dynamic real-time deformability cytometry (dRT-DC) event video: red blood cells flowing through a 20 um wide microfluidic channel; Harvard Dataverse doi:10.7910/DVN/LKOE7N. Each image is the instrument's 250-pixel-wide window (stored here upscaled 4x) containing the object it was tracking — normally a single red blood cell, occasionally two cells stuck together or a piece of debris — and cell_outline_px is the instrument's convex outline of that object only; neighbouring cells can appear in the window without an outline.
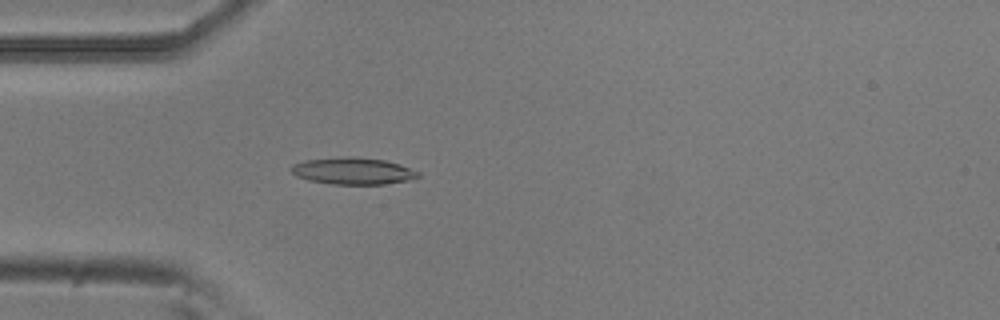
{"species": "common noctule bat (a hibernating species)", "species_latin": "Nyctalus noctula", "temperature_condition": "room temperature", "stored_images_in_passage": 5, "camera_frame_rate_fps": 3000, "um_per_image_px": 0.085, "animal": {"sex": "male", "body_mass_g": 20.5, "forearm_length_mm": 52.5}, "frame": {"image": 1, "passage_image": 5, "time_ms": 1.333, "image_size_px": [1000, 320], "cell_outline_px": [[420, 176], [408, 180], [384, 184], [332, 184], [308, 180], [296, 176], [292, 172], [292, 164], [304, 160], [340, 156], [352, 156], [384, 160], [400, 164], [420, 172]], "centroid_in_image_um": [29.99, 14.52], "position_along_channel_um": 55.0, "area_um2": 19.94}}